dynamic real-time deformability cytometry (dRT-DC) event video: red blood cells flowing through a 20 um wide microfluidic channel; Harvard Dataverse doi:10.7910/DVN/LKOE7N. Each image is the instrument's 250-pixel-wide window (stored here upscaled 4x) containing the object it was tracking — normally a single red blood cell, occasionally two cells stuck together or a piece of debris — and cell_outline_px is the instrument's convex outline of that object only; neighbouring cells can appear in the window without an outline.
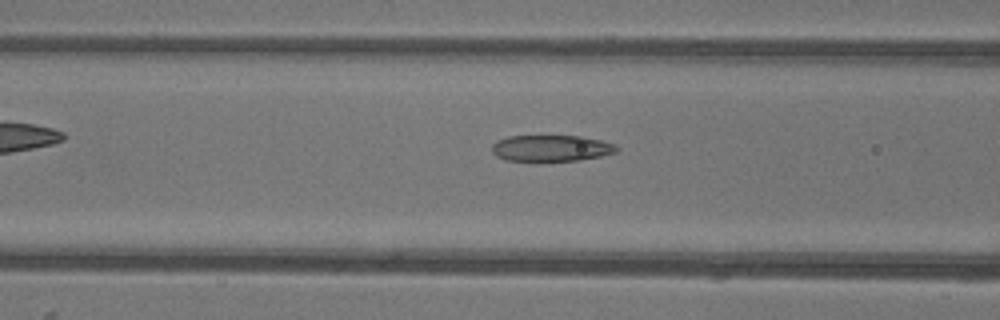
{"species": "common noctule bat (a hibernating species)", "species_latin": "Nyctalus noctula", "temperature_condition": "warm", "stored_images_in_passage": 38, "camera_frame_rate_fps": 3000, "um_per_image_px": 0.085, "animal": {"sex": "female"}, "frame": {"image": 1, "passage_image": 6, "time_ms": 1.667, "image_size_px": [1000, 320], "cell_outline_px": [[620, 148], [616, 152], [600, 156], [580, 160], [504, 160], [496, 156], [492, 152], [492, 144], [496, 140], [508, 136], [580, 136], [600, 140], [616, 144]], "centroid_in_image_um": [46.84, 12.58], "position_along_channel_um": 119.8, "area_um2": 19.02}}
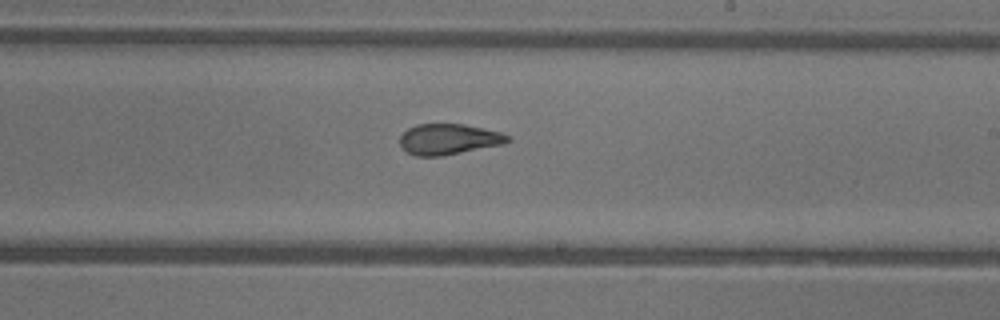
{"frame": {"image": 2, "passage_image": 16, "time_ms": 5.0, "image_size_px": [1000, 320], "cell_outline_px": [[512, 140], [504, 144], [444, 156], [416, 156], [408, 152], [400, 144], [400, 136], [408, 128], [416, 124], [464, 124], [500, 132], [508, 136]], "centroid_in_image_um": [38.15, 11.84], "position_along_channel_um": 250.9, "area_um2": 19.31}}
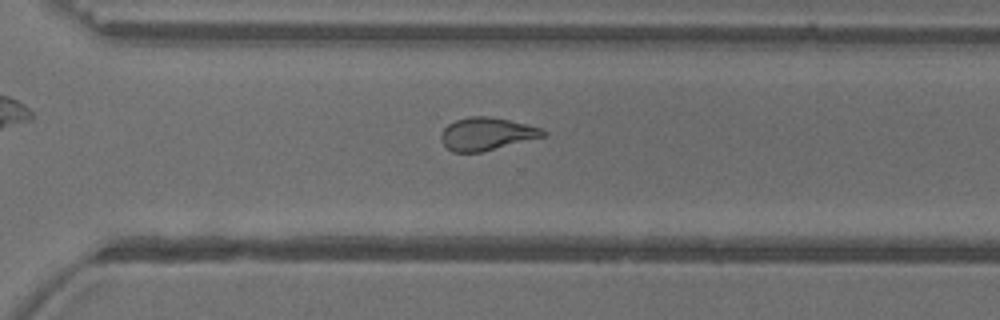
{"frame": {"image": 3, "passage_image": 22, "time_ms": 7.0, "image_size_px": [1000, 320], "cell_outline_px": [[548, 132], [544, 136], [480, 152], [452, 152], [440, 140], [440, 132], [448, 124], [456, 120], [468, 116], [492, 116], [540, 128]], "centroid_in_image_um": [41.31, 11.37], "position_along_channel_um": 329.3, "area_um2": 19.25}, "authors_computed_cell_mechanics": {"area_um2": 20.2878, "velocity_mm_per_s": 3.934, "shape_relaxation_time_tau1_ms": null, "shape_relaxation_time_tau2_ms": 2.0613, "deformation_change_tau1": null, "deformation_change_tau2": 0.0892}}